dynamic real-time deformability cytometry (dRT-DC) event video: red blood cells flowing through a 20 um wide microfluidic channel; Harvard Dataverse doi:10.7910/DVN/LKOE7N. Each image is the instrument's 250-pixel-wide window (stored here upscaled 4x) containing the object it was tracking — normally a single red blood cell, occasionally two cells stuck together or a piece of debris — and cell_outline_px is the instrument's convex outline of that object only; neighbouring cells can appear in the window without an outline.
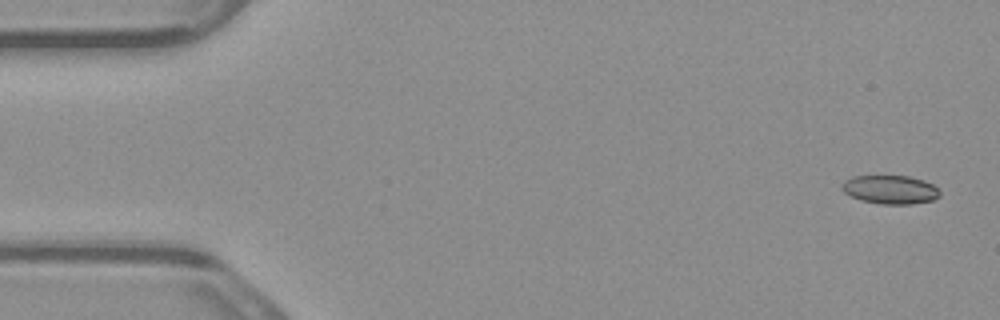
{"species": "common noctule bat (a hibernating species)", "species_latin": "Nyctalus noctula", "temperature_condition": "warm", "stored_images_in_passage": 5, "camera_frame_rate_fps": 3000, "um_per_image_px": 0.085, "animal": {"sex": "male", "body_mass_g": 23.1, "forearm_length_mm": 52.7}, "frame": {"image": 1, "passage_image": 1, "time_ms": 0.0, "image_size_px": [1000, 320], "cell_outline_px": [[940, 196], [932, 200], [912, 204], [880, 204], [860, 200], [844, 192], [840, 188], [840, 184], [844, 180], [852, 176], [908, 176], [924, 180], [932, 184], [940, 192]], "centroid_in_image_um": [75.64, 16.11], "position_along_channel_um": 9.4, "area_um2": 16.42}}
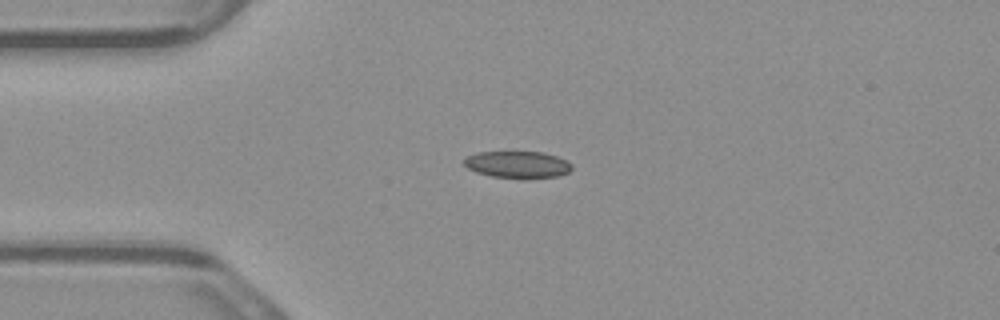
{"frame": {"image": 2, "passage_image": 4, "time_ms": 1.0, "image_size_px": [1000, 320], "cell_outline_px": [[572, 168], [568, 172], [556, 176], [524, 180], [520, 180], [492, 176], [476, 172], [468, 168], [464, 164], [464, 160], [468, 156], [476, 152], [540, 152], [556, 156], [572, 164]], "centroid_in_image_um": [43.99, 14.01], "position_along_channel_um": 41.0, "area_um2": 17.05}}